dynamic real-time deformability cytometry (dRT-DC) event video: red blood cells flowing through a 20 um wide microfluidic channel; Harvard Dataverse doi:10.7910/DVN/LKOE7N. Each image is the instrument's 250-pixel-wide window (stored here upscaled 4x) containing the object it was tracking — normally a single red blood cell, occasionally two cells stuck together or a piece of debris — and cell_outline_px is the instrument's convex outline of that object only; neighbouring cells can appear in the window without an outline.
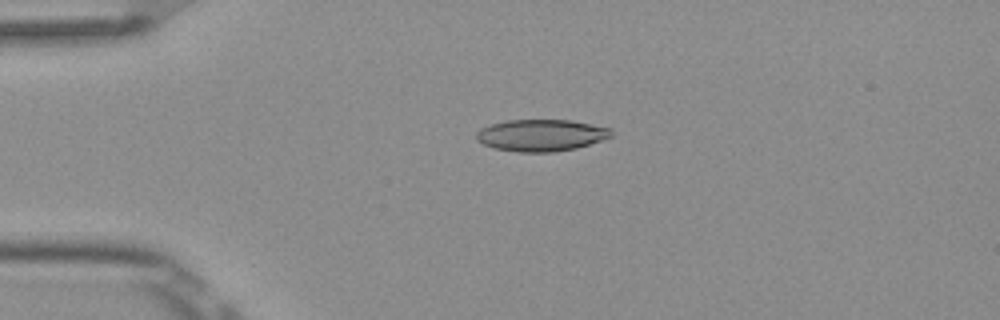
{"species": "Egyptian fruit bat (a non-hibernating species)", "species_latin": "Rousettus aegyptiacus", "temperature_condition": "room temperature", "stored_images_in_passage": 4, "camera_frame_rate_fps": 3000, "um_per_image_px": 0.085, "frame": {"image": 1, "passage_image": 3, "time_ms": 0.667, "image_size_px": [1000, 320], "cell_outline_px": [[612, 136], [576, 148], [552, 152], [516, 152], [496, 148], [484, 144], [476, 140], [476, 132], [480, 128], [492, 124], [508, 120], [572, 120], [612, 128]], "centroid_in_image_um": [45.99, 11.49], "position_along_channel_um": 39.0, "area_um2": 24.91}}